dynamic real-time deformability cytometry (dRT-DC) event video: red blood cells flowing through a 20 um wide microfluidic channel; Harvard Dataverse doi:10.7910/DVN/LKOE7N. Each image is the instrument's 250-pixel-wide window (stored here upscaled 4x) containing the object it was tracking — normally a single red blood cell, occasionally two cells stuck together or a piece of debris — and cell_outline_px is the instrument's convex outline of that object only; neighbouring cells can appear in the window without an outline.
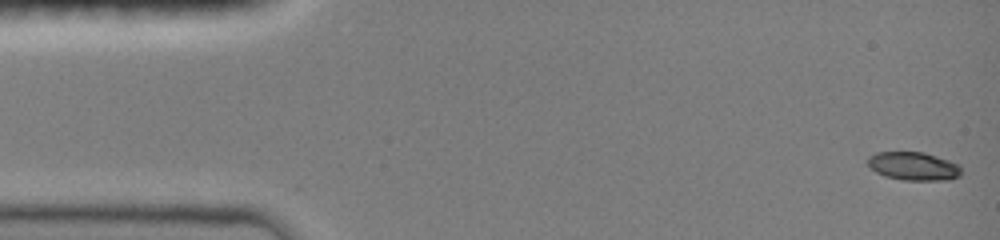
{"species": "common noctule bat (a hibernating species)", "species_latin": "Nyctalus noctula", "temperature_condition": "room temperature", "stored_images_in_passage": 48, "camera_frame_rate_fps": 3000, "um_per_image_px": 0.085, "animal": {"sex": "female", "body_mass_g": 19.0, "forearm_length_mm": 51.5}, "frame": {"image": 1, "passage_image": 1, "time_ms": 0.0, "image_size_px": [1000, 240], "cell_outline_px": [[960, 176], [948, 180], [904, 180], [884, 176], [876, 172], [868, 164], [868, 156], [876, 152], [924, 152], [960, 164]], "centroid_in_image_um": [77.65, 14.12], "position_along_channel_um": 7.3, "area_um2": 15.43}}
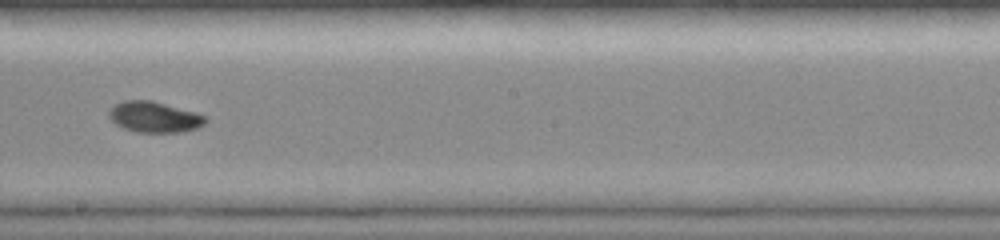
{"frame": {"image": 2, "passage_image": 27, "time_ms": 8.667, "image_size_px": [1000, 240], "cell_outline_px": [[208, 120], [204, 124], [196, 128], [184, 132], [136, 132], [124, 128], [116, 124], [108, 116], [108, 112], [116, 104], [124, 100], [152, 100], [196, 112], [204, 116]], "centroid_in_image_um": [13.13, 9.94], "position_along_channel_um": 235.1, "area_um2": 17.28}}
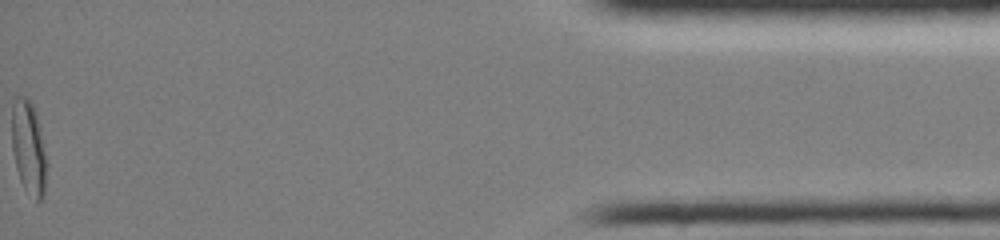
{"frame": {"image": 3, "passage_image": 48, "time_ms": 15.667, "image_size_px": [1000, 240], "cell_outline_px": [[44, 196], [40, 200], [36, 200], [24, 188], [20, 180], [16, 168], [12, 148], [12, 104], [16, 96], [28, 96], [36, 112], [44, 152]], "centroid_in_image_um": [2.38, 12.49], "position_along_channel_um": 432.8, "area_um2": 18.38}, "authors_computed_cell_mechanics": {"area_um2": 16.9065, "velocity_mm_per_s": 4.0329, "shape_relaxation_time_tau1_ms": 4.5385, "shape_relaxation_time_tau2_ms": 6.3232, "deformation_change_tau1": 0.1802, "deformation_change_tau2": 0.0627}}